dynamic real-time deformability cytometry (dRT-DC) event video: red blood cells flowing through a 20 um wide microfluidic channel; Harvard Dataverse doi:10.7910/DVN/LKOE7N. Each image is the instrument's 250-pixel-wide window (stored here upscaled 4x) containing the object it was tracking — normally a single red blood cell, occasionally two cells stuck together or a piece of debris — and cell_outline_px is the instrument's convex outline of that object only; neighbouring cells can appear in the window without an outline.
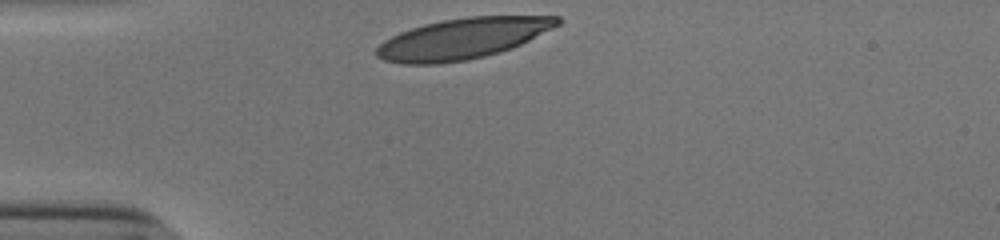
{"species": "human", "species_latin": "Homo sapiens", "temperature_condition": "cold", "stored_images_in_passage": 29, "camera_frame_rate_fps": 3000, "um_per_image_px": 0.085, "donor": {"sex": "male"}, "frame": {"image": 1, "passage_image": 1, "time_ms": 0.0, "image_size_px": [1000, 240], "cell_outline_px": [[560, 24], [512, 48], [500, 52], [484, 56], [464, 60], [436, 64], [404, 64], [384, 60], [376, 56], [376, 48], [384, 40], [400, 32], [424, 24], [444, 20], [468, 16], [560, 16]], "centroid_in_image_um": [39.3, 3.28], "position_along_channel_um": 45.7, "area_um2": 42.6}}
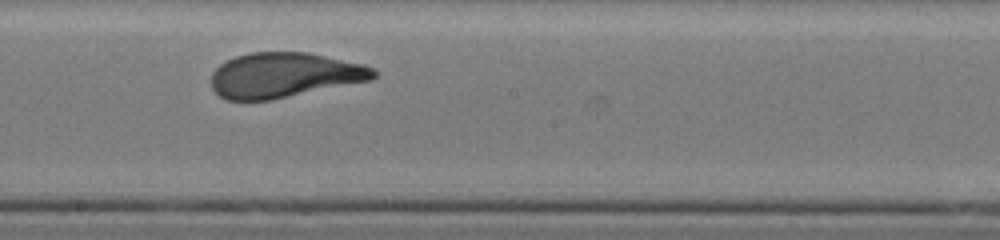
{"frame": {"image": 2, "passage_image": 17, "time_ms": 5.333, "image_size_px": [1000, 240], "cell_outline_px": [[376, 76], [372, 80], [272, 100], [228, 100], [220, 96], [212, 88], [212, 72], [220, 64], [236, 56], [252, 52], [308, 52], [364, 64], [372, 68], [376, 72]], "centroid_in_image_um": [24.18, 6.39], "position_along_channel_um": 224.0, "area_um2": 42.6}}
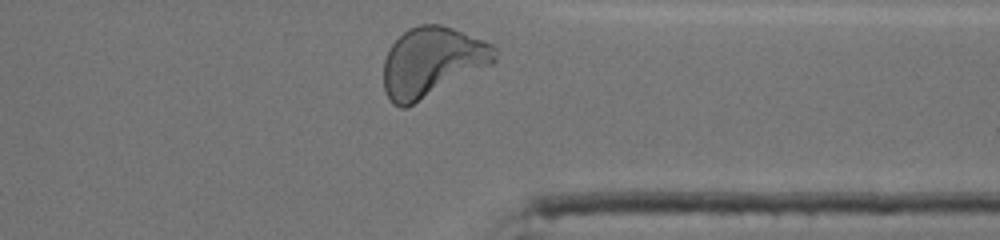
{"frame": {"image": 3, "passage_image": 29, "time_ms": 9.333, "image_size_px": [1000, 240], "cell_outline_px": [[496, 60], [492, 64], [408, 108], [400, 108], [392, 104], [388, 100], [384, 92], [384, 60], [392, 44], [408, 28], [420, 24], [440, 24], [452, 28], [492, 44], [496, 48]], "centroid_in_image_um": [36.7, 5.3], "position_along_channel_um": 374.7, "area_um2": 45.2}, "authors_computed_cell_mechanics": {"area_um2": 43.1188, "velocity_mm_per_s": 3.8142, "shape_relaxation_time_tau1_ms": 3.7633, "shape_relaxation_time_tau2_ms": null, "deformation_change_tau1": 0.1992, "deformation_change_tau2": null}}